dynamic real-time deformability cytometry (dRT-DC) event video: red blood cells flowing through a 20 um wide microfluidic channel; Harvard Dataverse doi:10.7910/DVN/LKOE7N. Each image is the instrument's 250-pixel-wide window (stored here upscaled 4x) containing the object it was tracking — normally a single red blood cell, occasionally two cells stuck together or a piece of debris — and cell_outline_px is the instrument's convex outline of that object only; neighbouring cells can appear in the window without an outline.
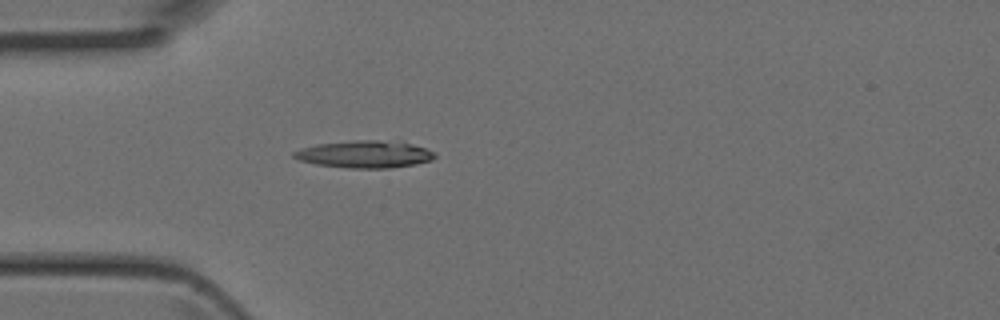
{"species": "Egyptian fruit bat (a non-hibernating species)", "species_latin": "Rousettus aegyptiacus", "temperature_condition": "room temperature", "stored_images_in_passage": 3, "camera_frame_rate_fps": 3000, "um_per_image_px": 0.085, "animal": {"sex": "female"}, "frame": {"image": 1, "passage_image": 3, "time_ms": 0.667, "image_size_px": [1000, 320], "cell_outline_px": [[436, 156], [432, 160], [416, 164], [388, 168], [348, 168], [316, 164], [300, 160], [292, 156], [292, 152], [316, 144], [352, 140], [388, 140], [408, 144], [424, 148], [436, 152]], "centroid_in_image_um": [31.0, 13.11], "position_along_channel_um": 54.0, "area_um2": 22.25}}